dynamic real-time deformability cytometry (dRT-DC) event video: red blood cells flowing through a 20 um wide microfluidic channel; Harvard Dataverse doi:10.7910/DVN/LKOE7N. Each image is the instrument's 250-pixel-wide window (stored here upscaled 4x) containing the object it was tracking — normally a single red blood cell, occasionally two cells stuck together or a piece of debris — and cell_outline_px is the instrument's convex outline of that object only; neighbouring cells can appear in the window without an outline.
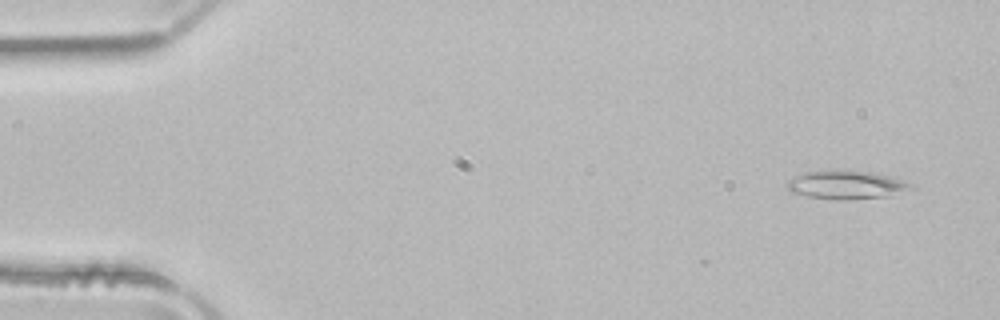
{"species": "common noctule bat (a hibernating species)", "species_latin": "Nyctalus noctula", "temperature_condition": "room temperature", "stored_images_in_passage": 50, "camera_frame_rate_fps": 3000, "um_per_image_px": 0.085, "animal": {"sex": "male", "body_mass_g": 21.5, "forearm_length_mm": 52.0}, "frame": {"image": 1, "passage_image": 3, "time_ms": 0.667, "image_size_px": [1000, 320], "cell_outline_px": [[916, 188], [884, 196], [848, 200], [836, 200], [808, 196], [792, 192], [788, 188], [788, 180], [804, 172], [876, 172], [904, 180], [912, 184]], "centroid_in_image_um": [71.99, 15.74], "position_along_channel_um": 13.0, "area_um2": 19.88}}
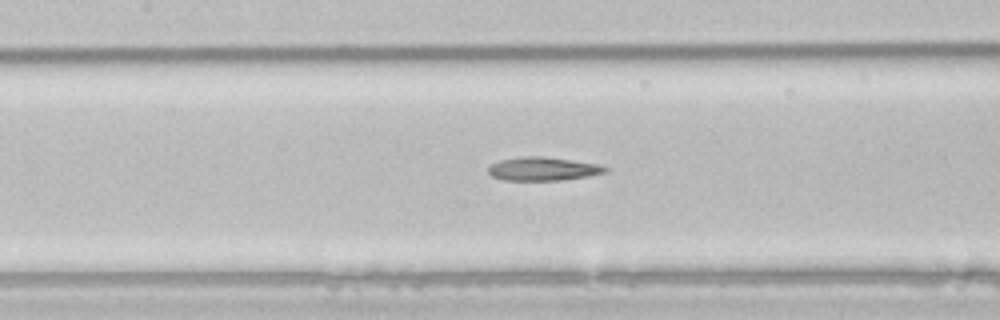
{"frame": {"image": 2, "passage_image": 23, "time_ms": 7.333, "image_size_px": [1000, 320], "cell_outline_px": [[608, 172], [588, 176], [560, 180], [504, 180], [492, 176], [488, 172], [488, 168], [492, 164], [500, 160], [524, 156], [544, 156], [600, 164], [608, 168]], "centroid_in_image_um": [46.18, 14.35], "position_along_channel_um": 161.2, "area_um2": 16.01}}
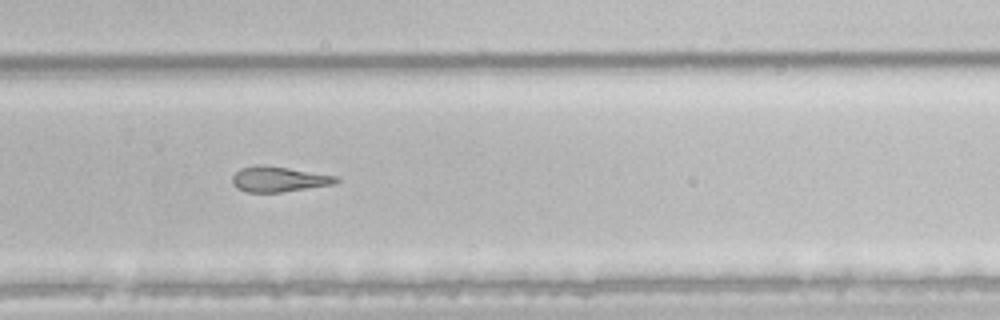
{"frame": {"image": 3, "passage_image": 34, "time_ms": 11.0, "image_size_px": [1000, 320], "cell_outline_px": [[340, 180], [332, 184], [280, 192], [244, 192], [236, 188], [232, 184], [232, 176], [240, 168], [256, 164], [264, 164], [340, 176]], "centroid_in_image_um": [23.66, 15.21], "position_along_channel_um": 306.1, "area_um2": 15.49}, "authors_computed_cell_mechanics": {"area_um2": 18.0336, "velocity_mm_per_s": 3.9752, "shape_relaxation_time_tau1_ms": null, "shape_relaxation_time_tau2_ms": 8.5525, "deformation_change_tau1": null, "deformation_change_tau2": 0.2408}}